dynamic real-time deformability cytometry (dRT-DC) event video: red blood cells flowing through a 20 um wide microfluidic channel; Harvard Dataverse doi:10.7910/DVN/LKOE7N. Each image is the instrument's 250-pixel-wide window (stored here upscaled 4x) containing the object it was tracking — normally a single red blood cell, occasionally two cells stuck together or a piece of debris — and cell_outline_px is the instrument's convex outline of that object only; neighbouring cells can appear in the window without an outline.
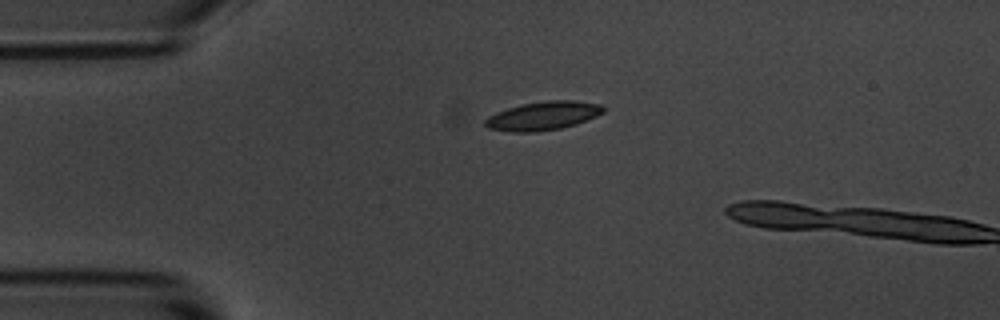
{"species": "common noctule bat (a hibernating species)", "species_latin": "Nyctalus noctula", "temperature_condition": "room temperature", "stored_images_in_passage": 2, "camera_frame_rate_fps": 3000, "um_per_image_px": 0.085, "animal": {"sex": "male", "body_mass_g": 20.1, "forearm_length_mm": 53.5}, "frame": {"image": 1, "passage_image": 1, "time_ms": 0.0, "image_size_px": [1000, 320], "cell_outline_px": [[604, 112], [596, 116], [576, 124], [560, 128], [536, 132], [508, 132], [488, 128], [484, 124], [484, 120], [488, 116], [496, 112], [508, 108], [524, 104], [548, 100], [572, 100], [600, 104], [604, 108]], "centroid_in_image_um": [46.13, 9.85], "position_along_channel_um": 38.9, "area_um2": 19.65}}